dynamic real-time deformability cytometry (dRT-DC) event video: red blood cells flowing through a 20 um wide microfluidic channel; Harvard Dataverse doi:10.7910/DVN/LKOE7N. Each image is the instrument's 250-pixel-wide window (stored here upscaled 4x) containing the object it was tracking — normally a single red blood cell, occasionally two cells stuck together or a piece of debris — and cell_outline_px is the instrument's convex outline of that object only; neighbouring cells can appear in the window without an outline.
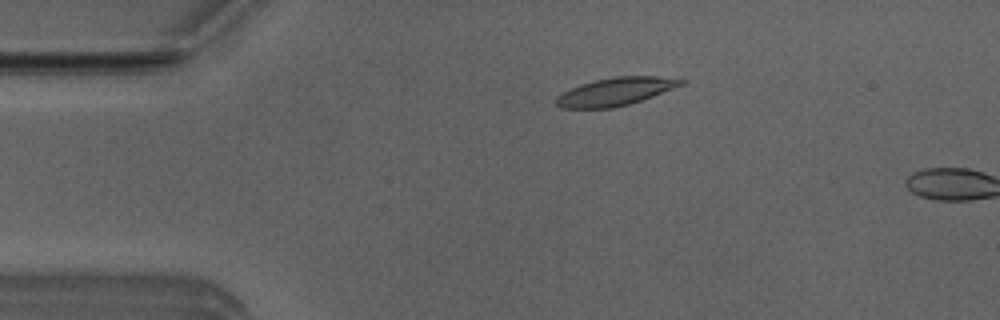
{"species": "Egyptian fruit bat (a non-hibernating species)", "species_latin": "Rousettus aegyptiacus", "temperature_condition": "room temperature", "stored_images_in_passage": 4, "camera_frame_rate_fps": 3000, "um_per_image_px": 0.085, "animal": {"sex": "male"}, "frame": {"image": 1, "passage_image": 3, "time_ms": 0.667, "image_size_px": [1000, 320], "cell_outline_px": [[688, 80], [684, 84], [652, 96], [628, 104], [612, 108], [560, 108], [556, 104], [556, 96], [580, 84], [612, 76], [656, 76]], "centroid_in_image_um": [52.31, 7.78], "position_along_channel_um": 32.7, "area_um2": 20.11}}